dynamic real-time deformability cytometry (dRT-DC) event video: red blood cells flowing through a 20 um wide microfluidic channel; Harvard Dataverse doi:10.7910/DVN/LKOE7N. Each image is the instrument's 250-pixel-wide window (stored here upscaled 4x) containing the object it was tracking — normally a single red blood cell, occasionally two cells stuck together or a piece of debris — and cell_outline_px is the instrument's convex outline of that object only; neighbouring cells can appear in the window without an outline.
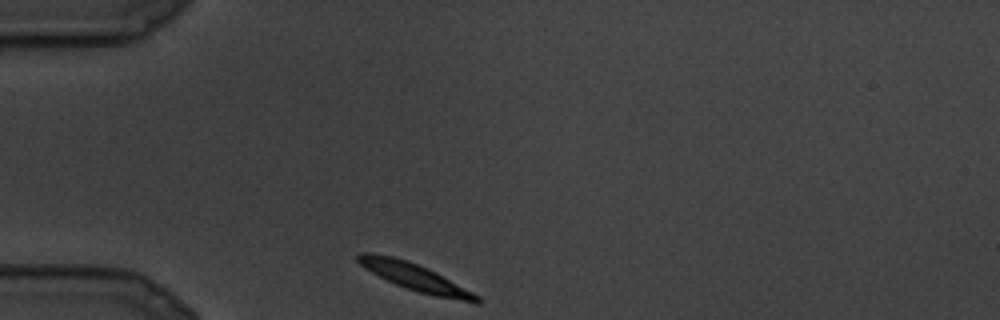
{"species": "common noctule bat (a hibernating species)", "species_latin": "Nyctalus noctula", "temperature_condition": "cold", "stored_images_in_passage": 17, "camera_frame_rate_fps": 3000, "um_per_image_px": 0.085, "animal": {"sex": "male", "body_mass_g": 19.5, "forearm_length_mm": 54.6}, "frame": {"image": 1, "passage_image": 1, "time_ms": 0.0, "image_size_px": [1000, 320], "cell_outline_px": [[480, 304], [476, 304], [436, 296], [420, 292], [396, 284], [372, 272], [360, 264], [356, 260], [356, 252], [372, 252], [392, 256], [408, 260], [428, 268], [436, 272], [480, 296]], "centroid_in_image_um": [35.29, 23.54], "position_along_channel_um": 49.7, "area_um2": 18.73}}
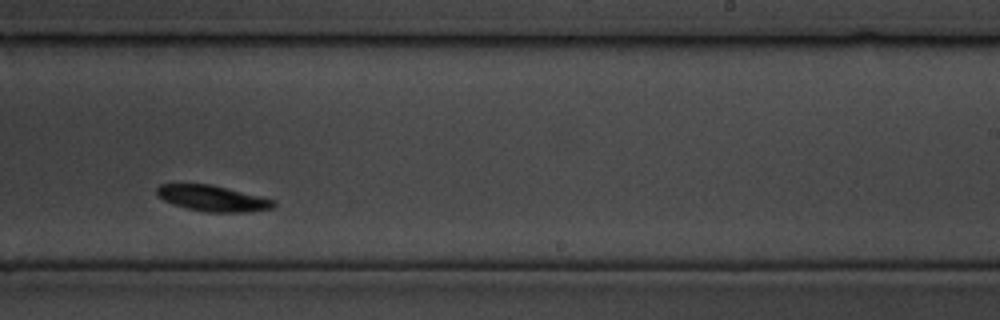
{"frame": {"image": 2, "passage_image": 11, "time_ms": 3.333, "image_size_px": [1000, 320], "cell_outline_px": [[276, 204], [272, 208], [248, 212], [204, 212], [184, 208], [172, 204], [156, 196], [156, 188], [160, 184], [212, 184], [276, 200]], "centroid_in_image_um": [18.05, 16.86], "position_along_channel_um": 271.0, "area_um2": 17.8}}
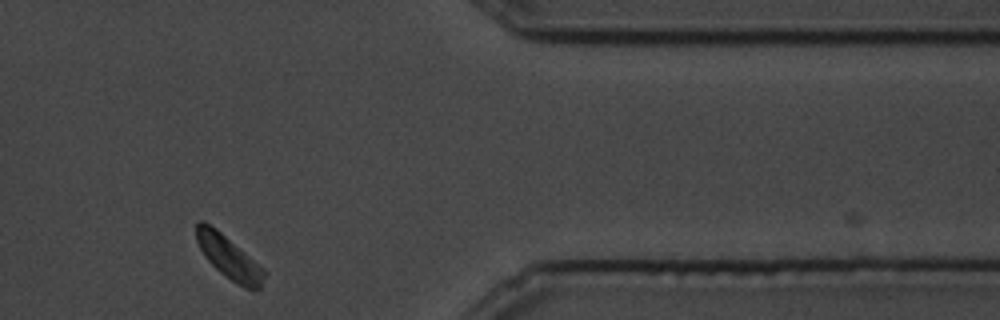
{"frame": {"image": 3, "passage_image": 17, "time_ms": 5.333, "image_size_px": [1000, 320], "cell_outline_px": [[268, 272], [260, 288], [256, 292], [244, 288], [236, 284], [220, 272], [204, 256], [196, 240], [196, 220], [204, 220], [216, 228], [264, 268]], "centroid_in_image_um": [19.49, 21.89], "position_along_channel_um": 391.9, "area_um2": 17.28}}